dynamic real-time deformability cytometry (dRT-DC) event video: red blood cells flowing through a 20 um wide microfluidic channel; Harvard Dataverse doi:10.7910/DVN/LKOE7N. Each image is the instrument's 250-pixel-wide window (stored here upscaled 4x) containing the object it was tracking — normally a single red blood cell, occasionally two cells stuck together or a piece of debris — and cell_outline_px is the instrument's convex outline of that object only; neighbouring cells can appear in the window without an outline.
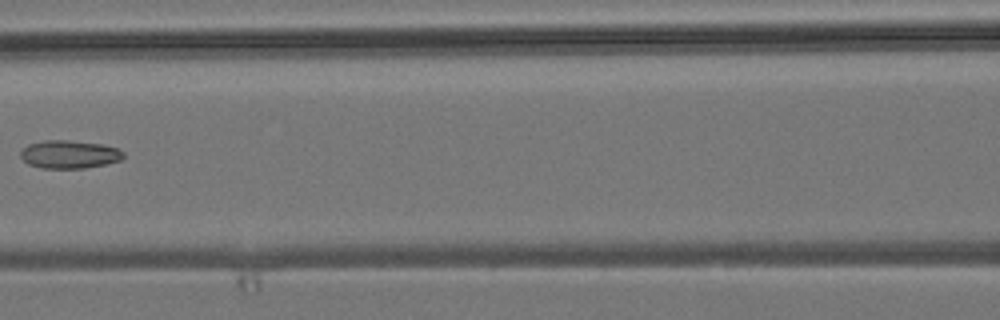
{"species": "common noctule bat (a hibernating species)", "species_latin": "Nyctalus noctula", "temperature_condition": "room temperature", "stored_images_in_passage": 7, "camera_frame_rate_fps": 3000, "um_per_image_px": 0.085, "animal": {"sex": "male", "body_mass_g": 19.2, "forearm_length_mm": 51.8}, "frame": {"image": 1, "passage_image": 7, "time_ms": 7.667, "image_size_px": [1000, 320], "cell_outline_px": [[124, 156], [120, 160], [104, 164], [84, 168], [40, 168], [28, 164], [20, 156], [20, 152], [28, 144], [44, 140], [68, 140], [104, 144], [120, 148], [124, 152]], "centroid_in_image_um": [5.91, 13.11], "position_along_channel_um": 160.7, "area_um2": 16.94}}